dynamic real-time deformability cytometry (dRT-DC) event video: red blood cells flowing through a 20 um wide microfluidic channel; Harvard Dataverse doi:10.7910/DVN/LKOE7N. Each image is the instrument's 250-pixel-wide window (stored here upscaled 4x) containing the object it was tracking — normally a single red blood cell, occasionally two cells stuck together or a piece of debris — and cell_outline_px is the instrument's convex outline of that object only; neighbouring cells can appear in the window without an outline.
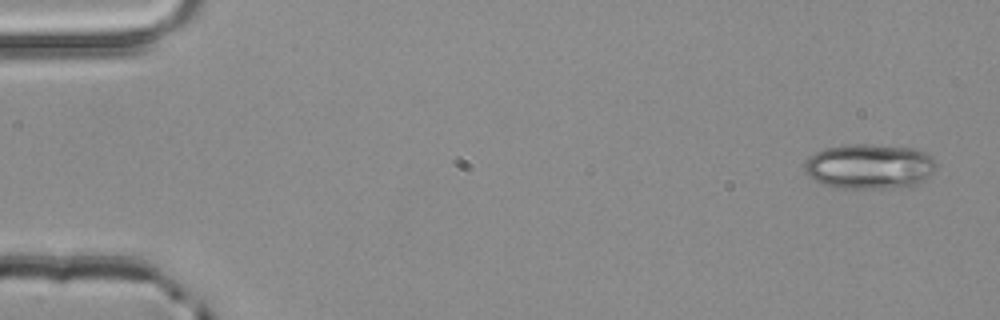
{"species": "common noctule bat (a hibernating species)", "species_latin": "Nyctalus noctula", "temperature_condition": "room temperature", "stored_images_in_passage": 4, "camera_frame_rate_fps": 3000, "um_per_image_px": 0.085, "animal": {"sex": "male", "body_mass_g": 20.4}, "frame": {"image": 1, "passage_image": 1, "time_ms": 0.0, "image_size_px": [1000, 320], "cell_outline_px": [[936, 164], [932, 172], [924, 180], [916, 184], [888, 188], [840, 188], [824, 184], [808, 176], [804, 172], [804, 164], [816, 152], [824, 148], [844, 144], [872, 144], [916, 148], [924, 152]], "centroid_in_image_um": [73.87, 14.13], "position_along_channel_um": 11.1, "area_um2": 34.33}}